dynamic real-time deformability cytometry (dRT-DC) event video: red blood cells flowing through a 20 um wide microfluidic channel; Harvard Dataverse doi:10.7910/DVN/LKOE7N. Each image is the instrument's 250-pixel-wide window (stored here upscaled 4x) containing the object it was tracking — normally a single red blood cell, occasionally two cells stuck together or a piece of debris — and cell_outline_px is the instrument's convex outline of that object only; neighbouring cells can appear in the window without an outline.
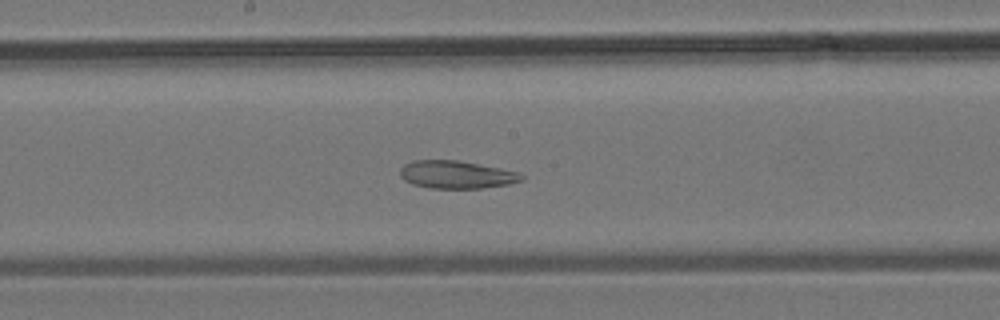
{"species": "common noctule bat (a hibernating species)", "species_latin": "Nyctalus noctula", "temperature_condition": "room temperature", "stored_images_in_passage": 33, "segment_of_instrument_passage": [1, 2], "camera_frame_rate_fps": 3000, "um_per_image_px": 0.085, "animal": {"sex": "male", "body_mass_g": 19.2, "forearm_length_mm": 51.8}, "frame": {"image": 1, "passage_image": 17, "time_ms": 5.333, "image_size_px": [1000, 320], "cell_outline_px": [[524, 180], [508, 184], [480, 188], [428, 188], [412, 184], [404, 180], [400, 176], [400, 168], [404, 164], [412, 160], [456, 160], [516, 172], [524, 176]], "centroid_in_image_um": [38.72, 14.85], "position_along_channel_um": 209.5, "area_um2": 19.42}}
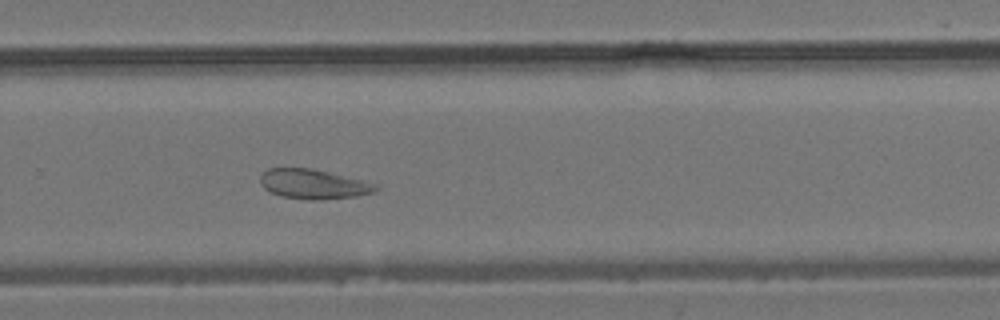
{"frame": {"image": 2, "passage_image": 23, "time_ms": 7.333, "image_size_px": [1000, 320], "cell_outline_px": [[380, 188], [376, 192], [356, 196], [324, 200], [312, 200], [280, 196], [264, 188], [260, 184], [260, 176], [268, 168], [312, 168], [364, 180], [380, 184]], "centroid_in_image_um": [26.7, 15.65], "position_along_channel_um": 303.1, "area_um2": 20.23}}
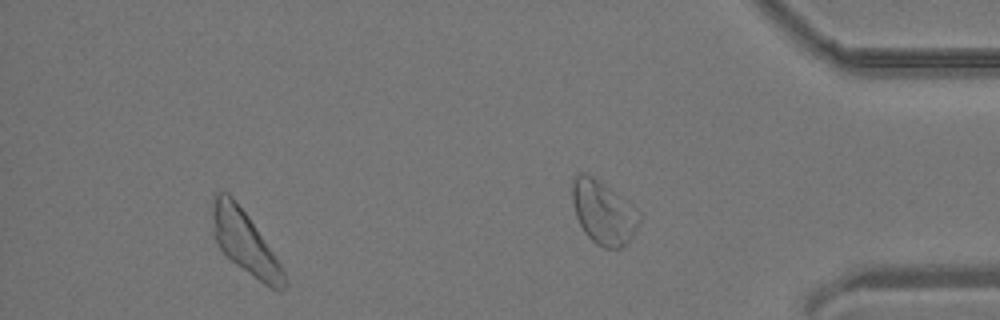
{"frame": {"image": 3, "passage_image": 29, "time_ms": 9.333, "image_size_px": [1000, 320], "cell_outline_px": [[288, 284], [280, 292], [264, 284], [236, 264], [216, 244], [212, 236], [212, 208], [216, 192], [228, 192], [232, 196], [248, 216], [280, 264], [284, 272]], "centroid_in_image_um": [20.79, 20.6], "position_along_channel_um": 414.4, "area_um2": 25.89}}